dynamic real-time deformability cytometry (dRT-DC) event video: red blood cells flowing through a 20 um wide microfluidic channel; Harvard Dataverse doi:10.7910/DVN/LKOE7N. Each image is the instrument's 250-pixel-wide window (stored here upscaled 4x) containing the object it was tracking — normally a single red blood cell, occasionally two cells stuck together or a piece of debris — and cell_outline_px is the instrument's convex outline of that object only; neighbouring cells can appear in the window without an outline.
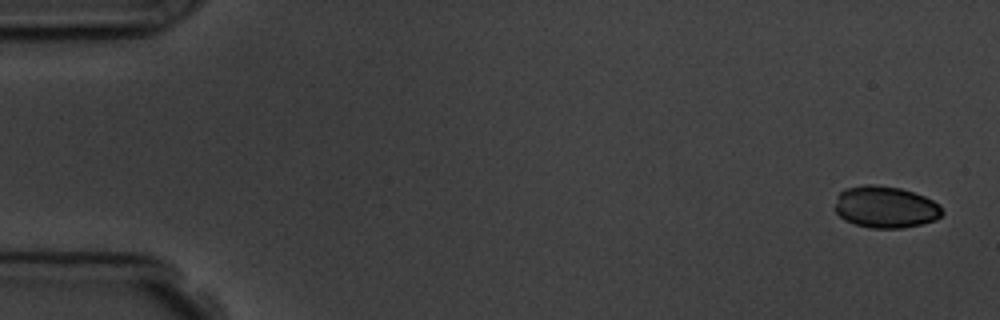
{"species": "common noctule bat (a hibernating species)", "species_latin": "Nyctalus noctula", "temperature_condition": "room temperature", "stored_images_in_passage": 6, "camera_frame_rate_fps": 3000, "um_per_image_px": 0.085, "animal": {"sex": "male", "body_mass_g": 19.5, "forearm_length_mm": 54.6}, "frame": {"image": 1, "passage_image": 1, "time_ms": 0.0, "image_size_px": [1000, 320], "cell_outline_px": [[944, 212], [936, 220], [920, 224], [900, 228], [872, 228], [856, 224], [844, 220], [836, 212], [836, 204], [840, 192], [844, 188], [864, 184], [872, 184], [900, 188], [924, 196], [940, 204]], "centroid_in_image_um": [75.28, 17.59], "position_along_channel_um": 9.7, "area_um2": 26.01}}
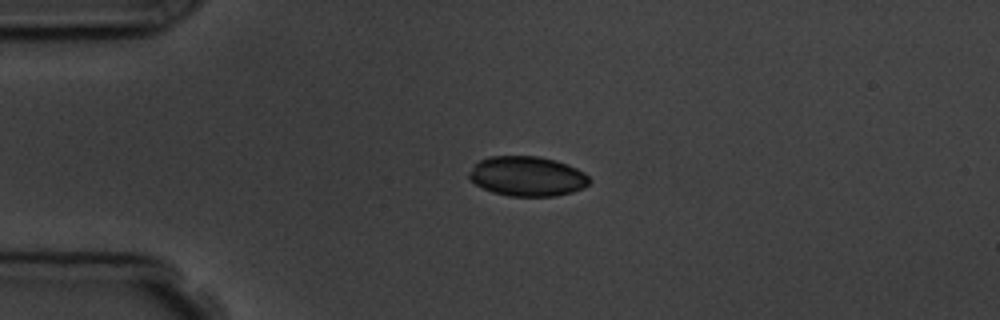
{"frame": {"image": 2, "passage_image": 4, "time_ms": 3.667, "image_size_px": [1000, 320], "cell_outline_px": [[592, 180], [584, 188], [572, 192], [556, 196], [508, 196], [492, 192], [476, 184], [468, 176], [468, 172], [480, 160], [488, 156], [540, 156], [556, 160], [568, 164], [584, 172]], "centroid_in_image_um": [44.84, 14.98], "position_along_channel_um": 40.2, "area_um2": 28.03}}